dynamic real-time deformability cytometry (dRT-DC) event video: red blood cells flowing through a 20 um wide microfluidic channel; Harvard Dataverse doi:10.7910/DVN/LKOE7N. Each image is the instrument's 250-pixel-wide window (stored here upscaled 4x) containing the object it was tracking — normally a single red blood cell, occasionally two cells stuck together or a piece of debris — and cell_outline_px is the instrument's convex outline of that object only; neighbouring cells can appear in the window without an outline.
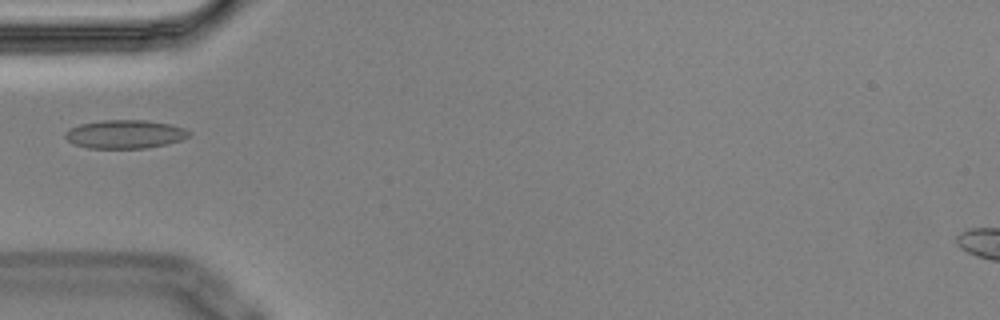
{"species": "Egyptian fruit bat (a non-hibernating species)", "species_latin": "Rousettus aegyptiacus", "temperature_condition": "cold", "stored_images_in_passage": 2, "camera_frame_rate_fps": 3000, "um_per_image_px": 0.085, "animal": {"sex": "male"}, "frame": {"image": 1, "passage_image": 2, "time_ms": 0.333, "image_size_px": [1000, 320], "cell_outline_px": [[192, 132], [188, 136], [180, 140], [164, 144], [144, 148], [88, 148], [76, 144], [68, 140], [64, 136], [64, 132], [68, 128], [80, 124], [100, 120], [144, 120], [168, 124], [184, 128]], "centroid_in_image_um": [10.58, 11.4], "position_along_channel_um": 74.4, "area_um2": 20.4}}